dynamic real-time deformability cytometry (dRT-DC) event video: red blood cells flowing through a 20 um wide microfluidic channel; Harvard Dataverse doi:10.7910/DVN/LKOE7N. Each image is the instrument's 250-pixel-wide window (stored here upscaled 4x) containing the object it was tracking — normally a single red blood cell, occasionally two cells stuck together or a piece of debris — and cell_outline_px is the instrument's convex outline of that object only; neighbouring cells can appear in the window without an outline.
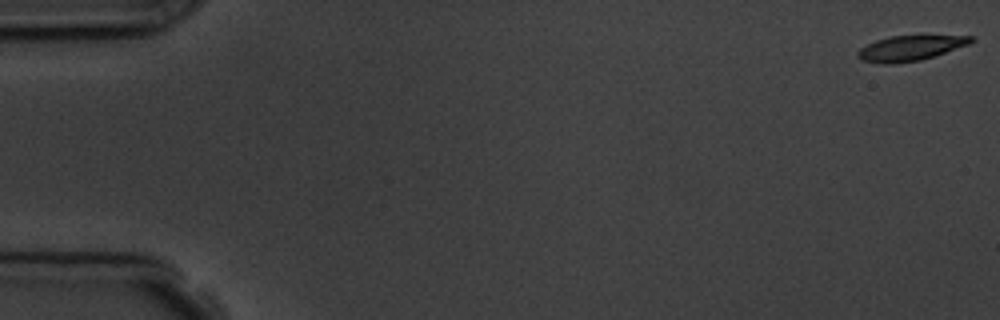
{"species": "common noctule bat (a hibernating species)", "species_latin": "Nyctalus noctula", "temperature_condition": "room temperature", "stored_images_in_passage": 4, "camera_frame_rate_fps": 3000, "um_per_image_px": 0.085, "animal": {"sex": "male", "body_mass_g": 19.5, "forearm_length_mm": 54.6}, "frame": {"image": 1, "passage_image": 1, "time_ms": 0.0, "image_size_px": [1000, 320], "cell_outline_px": [[976, 40], [968, 44], [920, 60], [892, 64], [880, 64], [860, 60], [856, 56], [856, 52], [860, 48], [876, 40], [892, 36], [972, 36]], "centroid_in_image_um": [77.29, 4.1], "position_along_channel_um": 7.7, "area_um2": 16.36}}